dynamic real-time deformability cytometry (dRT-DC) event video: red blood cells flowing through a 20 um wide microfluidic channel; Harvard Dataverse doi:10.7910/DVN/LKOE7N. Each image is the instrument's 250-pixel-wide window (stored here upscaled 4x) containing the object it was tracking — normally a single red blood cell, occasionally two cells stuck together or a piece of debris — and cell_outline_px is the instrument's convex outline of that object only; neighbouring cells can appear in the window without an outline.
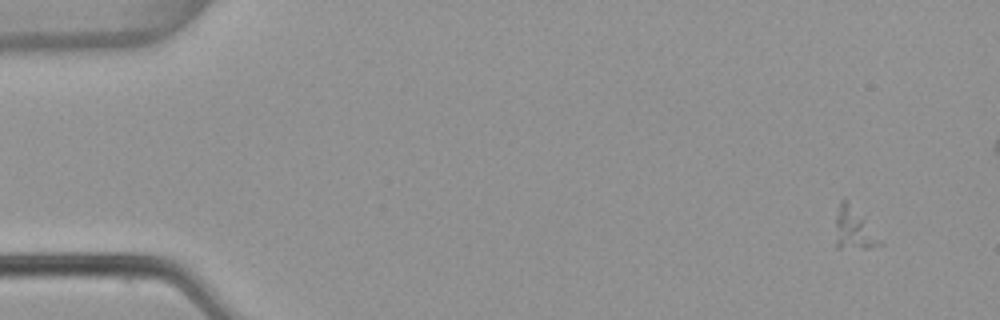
{"species": "common noctule bat (a hibernating species)", "species_latin": "Nyctalus noctula", "temperature_condition": "warm", "stored_images_in_passage": 43, "camera_frame_rate_fps": 3000, "um_per_image_px": 0.085, "animal": {"sex": "female", "body_mass_g": 22.7, "forearm_length_mm": 54.2}, "frame": {"image": 1, "passage_image": 5, "time_ms": 1.333, "image_size_px": [1000, 320], "cell_outline_px": [[884, 244], [868, 248], [836, 248], [836, 216], [840, 204], [844, 200], [848, 200]], "centroid_in_image_um": [72.56, 19.49], "position_along_channel_um": 12.4, "area_um2": 10.35}}